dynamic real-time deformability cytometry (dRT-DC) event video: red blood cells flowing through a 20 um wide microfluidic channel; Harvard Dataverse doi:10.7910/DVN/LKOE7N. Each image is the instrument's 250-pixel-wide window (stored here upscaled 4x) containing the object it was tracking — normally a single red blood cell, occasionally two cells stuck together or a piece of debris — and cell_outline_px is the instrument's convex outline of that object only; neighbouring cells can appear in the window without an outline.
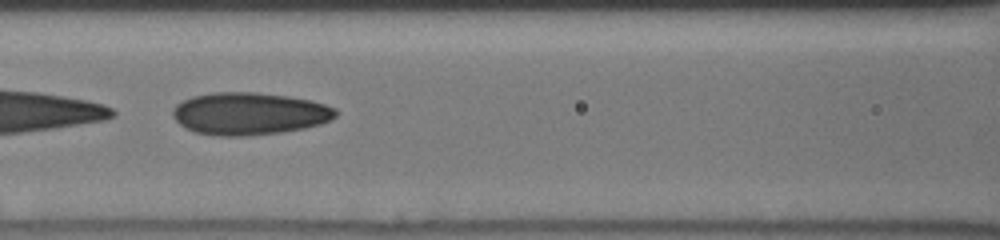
{"species": "human", "species_latin": "Homo sapiens", "temperature_condition": "cold", "stored_images_in_passage": 53, "camera_frame_rate_fps": 3000, "um_per_image_px": 0.085, "donor": {"sex": "male"}, "frame": {"image": 1, "passage_image": 27, "time_ms": 8.667, "image_size_px": [1000, 240], "cell_outline_px": [[340, 112], [332, 120], [320, 124], [304, 128], [280, 132], [248, 136], [220, 136], [196, 132], [180, 124], [172, 116], [172, 108], [176, 104], [192, 96], [212, 92], [256, 92], [288, 96], [312, 100], [336, 108]], "centroid_in_image_um": [21.22, 9.65], "position_along_channel_um": 145.4, "area_um2": 40.46}}
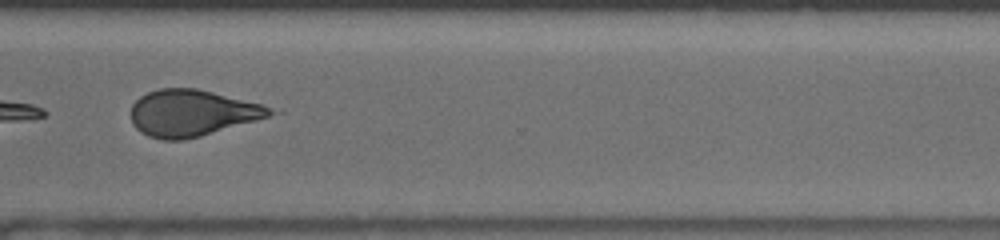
{"frame": {"image": 2, "passage_image": 43, "time_ms": 14.0, "image_size_px": [1000, 240], "cell_outline_px": [[284, 112], [200, 136], [184, 140], [164, 140], [148, 136], [140, 132], [136, 128], [132, 120], [132, 104], [140, 96], [148, 92], [160, 88], [196, 88], [284, 108]], "centroid_in_image_um": [16.45, 9.59], "position_along_channel_um": 354.2, "area_um2": 38.26}, "authors_computed_cell_mechanics": {"area_um2": 40.5756, "velocity_mm_per_s": 3.9182, "shape_relaxation_time_tau1_ms": 5.3123, "shape_relaxation_time_tau2_ms": 2.4611, "deformation_change_tau1": 0.1283, "deformation_change_tau2": 0.1063}}